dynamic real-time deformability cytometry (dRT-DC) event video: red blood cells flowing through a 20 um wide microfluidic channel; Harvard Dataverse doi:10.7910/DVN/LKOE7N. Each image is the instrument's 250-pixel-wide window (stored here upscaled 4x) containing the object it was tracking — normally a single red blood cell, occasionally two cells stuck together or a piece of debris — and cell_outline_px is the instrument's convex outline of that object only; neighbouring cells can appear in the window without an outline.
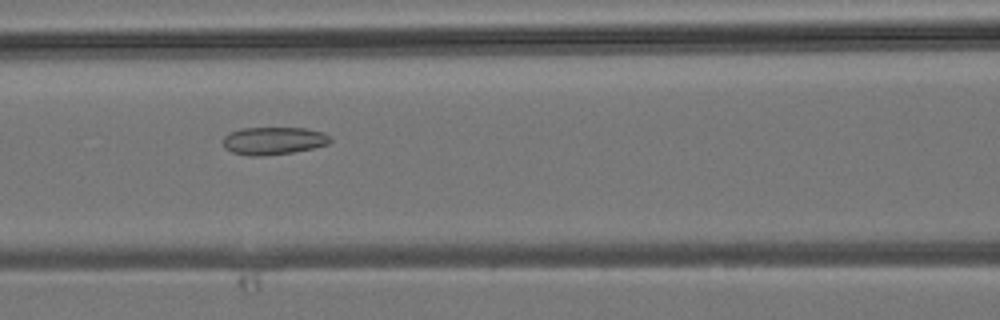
{"species": "common noctule bat (a hibernating species)", "species_latin": "Nyctalus noctula", "temperature_condition": "room temperature", "stored_images_in_passage": 40, "camera_frame_rate_fps": 3000, "um_per_image_px": 0.085, "animal": {"sex": "male", "body_mass_g": 19.2, "forearm_length_mm": 51.8}, "frame": {"image": 1, "passage_image": 16, "time_ms": 5.0, "image_size_px": [1000, 320], "cell_outline_px": [[332, 140], [328, 144], [312, 148], [292, 152], [264, 156], [248, 156], [232, 152], [224, 148], [224, 136], [228, 132], [240, 128], [308, 128], [324, 132], [332, 136]], "centroid_in_image_um": [23.26, 11.96], "position_along_channel_um": 143.3, "area_um2": 17.51}}
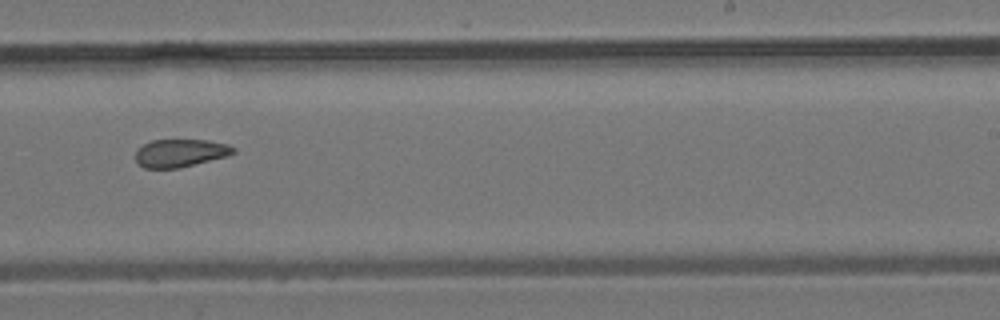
{"frame": {"image": 2, "passage_image": 24, "time_ms": 7.667, "image_size_px": [1000, 320], "cell_outline_px": [[236, 152], [228, 156], [180, 168], [144, 168], [136, 164], [136, 148], [152, 140], [208, 140], [228, 144], [236, 148]], "centroid_in_image_um": [15.33, 13.01], "position_along_channel_um": 273.7, "area_um2": 16.13}}
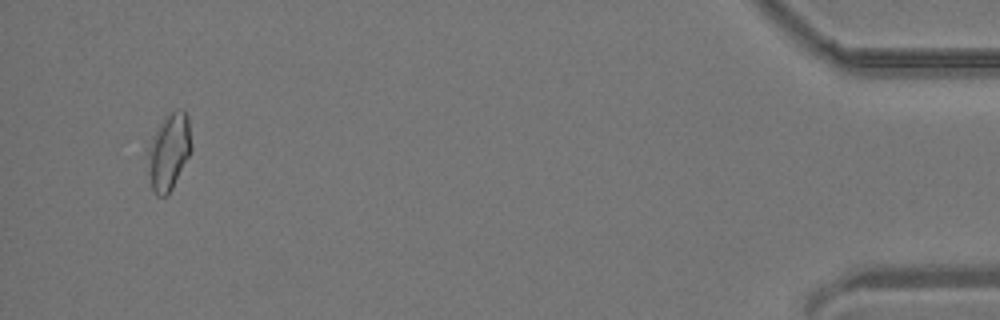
{"frame": {"image": 3, "passage_image": 38, "time_ms": 12.333, "image_size_px": [1000, 320], "cell_outline_px": [[192, 148], [168, 196], [156, 196], [152, 188], [148, 172], [148, 148], [164, 116], [176, 108], [184, 112], [188, 116], [192, 144]], "centroid_in_image_um": [14.36, 12.89], "position_along_channel_um": 420.8, "area_um2": 19.19}}